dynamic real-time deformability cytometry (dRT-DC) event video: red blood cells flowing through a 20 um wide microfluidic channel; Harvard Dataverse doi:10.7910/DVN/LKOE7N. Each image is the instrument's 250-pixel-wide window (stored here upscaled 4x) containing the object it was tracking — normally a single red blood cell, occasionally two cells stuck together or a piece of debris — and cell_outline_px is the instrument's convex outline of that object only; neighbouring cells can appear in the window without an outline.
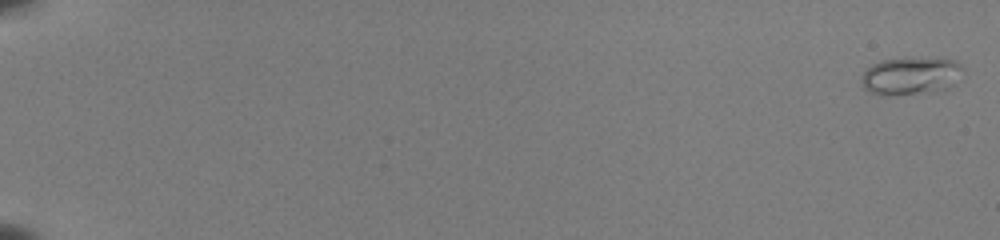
{"species": "common noctule bat (a hibernating species)", "species_latin": "Nyctalus noctula", "temperature_condition": "room temperature", "stored_images_in_passage": 54, "camera_frame_rate_fps": 3000, "um_per_image_px": 0.085, "animal": {"sex": "female", "body_mass_g": 22.0, "forearm_length_mm": 56.7}, "frame": {"image": 1, "passage_image": 1, "time_ms": 0.0, "image_size_px": [1000, 240], "cell_outline_px": [[964, 72], [956, 84], [948, 88], [936, 92], [888, 96], [876, 96], [868, 92], [864, 88], [860, 80], [860, 76], [872, 64], [880, 60], [912, 56], [956, 60], [964, 68]], "centroid_in_image_um": [77.42, 6.45], "position_along_channel_um": 7.6, "area_um2": 23.47}}
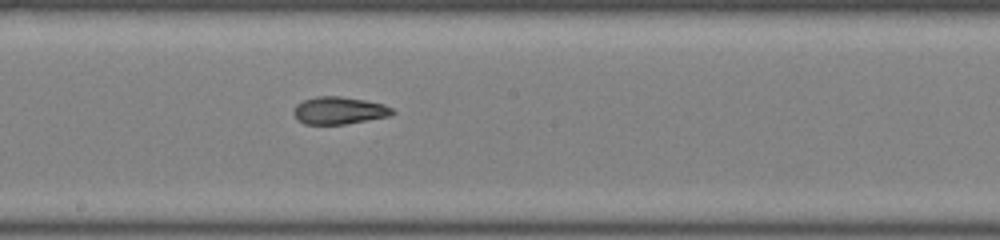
{"frame": {"image": 2, "passage_image": 33, "time_ms": 10.667, "image_size_px": [1000, 240], "cell_outline_px": [[396, 112], [388, 116], [368, 120], [344, 124], [304, 124], [296, 120], [292, 112], [292, 108], [296, 104], [304, 100], [316, 96], [340, 96], [364, 100], [384, 104], [392, 108]], "centroid_in_image_um": [28.77, 9.39], "position_along_channel_um": 219.4, "area_um2": 15.9}}
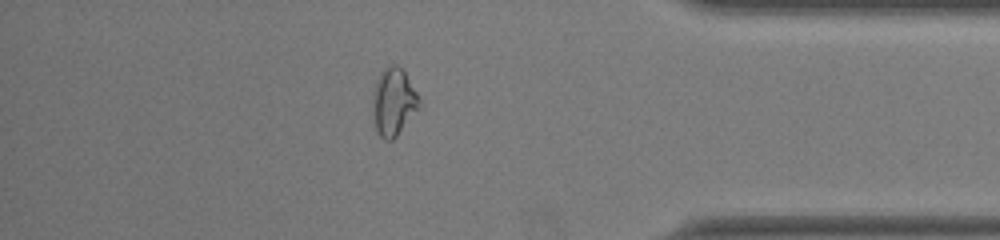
{"frame": {"image": 3, "passage_image": 48, "time_ms": 15.667, "image_size_px": [1000, 240], "cell_outline_px": [[420, 108], [396, 136], [392, 140], [384, 140], [376, 132], [372, 116], [372, 92], [376, 80], [380, 72], [384, 68], [392, 64], [396, 64], [404, 68], [420, 100]], "centroid_in_image_um": [33.43, 8.64], "position_along_channel_um": 401.8, "area_um2": 18.79}, "authors_computed_cell_mechanics": {"area_um2": 16.7909, "velocity_mm_per_s": 3.9919, "shape_relaxation_time_tau1_ms": null, "shape_relaxation_time_tau2_ms": 2.1265, "deformation_change_tau1": null, "deformation_change_tau2": 0.0954}}